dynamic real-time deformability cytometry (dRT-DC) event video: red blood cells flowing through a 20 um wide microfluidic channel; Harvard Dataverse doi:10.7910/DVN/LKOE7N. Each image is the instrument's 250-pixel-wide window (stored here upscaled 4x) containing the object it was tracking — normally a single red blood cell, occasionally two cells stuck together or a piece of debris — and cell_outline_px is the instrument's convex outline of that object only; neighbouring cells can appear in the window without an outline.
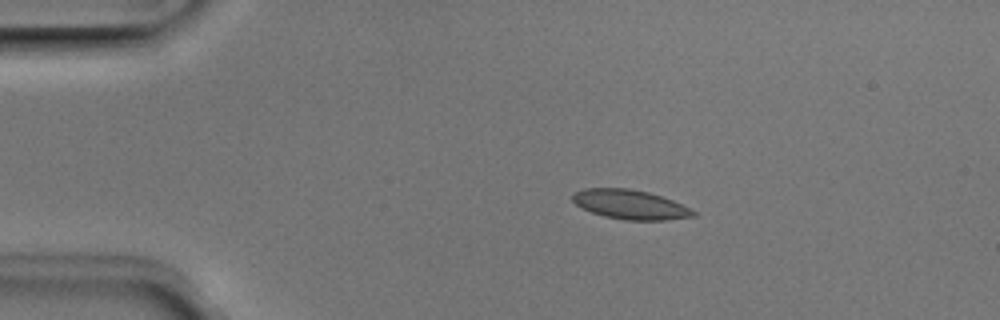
{"species": "Egyptian fruit bat (a non-hibernating species)", "species_latin": "Rousettus aegyptiacus", "temperature_condition": "room temperature", "stored_images_in_passage": 4, "camera_frame_rate_fps": 3000, "um_per_image_px": 0.085, "animal": {"sex": "male"}, "frame": {"image": 1, "passage_image": 1, "time_ms": 0.0, "image_size_px": [1000, 320], "cell_outline_px": [[696, 216], [668, 220], [624, 220], [604, 216], [592, 212], [576, 204], [572, 200], [572, 196], [576, 192], [584, 188], [628, 188], [648, 192], [672, 200], [692, 208], [696, 212]], "centroid_in_image_um": [53.61, 17.39], "position_along_channel_um": 31.4, "area_um2": 20.63}}
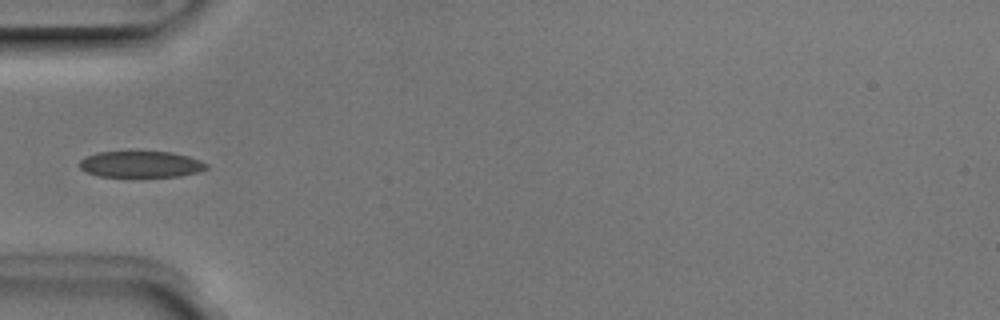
{"frame": {"image": 2, "passage_image": 3, "time_ms": 0.667, "image_size_px": [1000, 320], "cell_outline_px": [[208, 168], [196, 172], [180, 176], [100, 176], [88, 172], [80, 168], [80, 160], [96, 152], [136, 148], [172, 152], [188, 156], [200, 160], [208, 164]], "centroid_in_image_um": [11.97, 13.89], "position_along_channel_um": 73.0, "area_um2": 20.23}}